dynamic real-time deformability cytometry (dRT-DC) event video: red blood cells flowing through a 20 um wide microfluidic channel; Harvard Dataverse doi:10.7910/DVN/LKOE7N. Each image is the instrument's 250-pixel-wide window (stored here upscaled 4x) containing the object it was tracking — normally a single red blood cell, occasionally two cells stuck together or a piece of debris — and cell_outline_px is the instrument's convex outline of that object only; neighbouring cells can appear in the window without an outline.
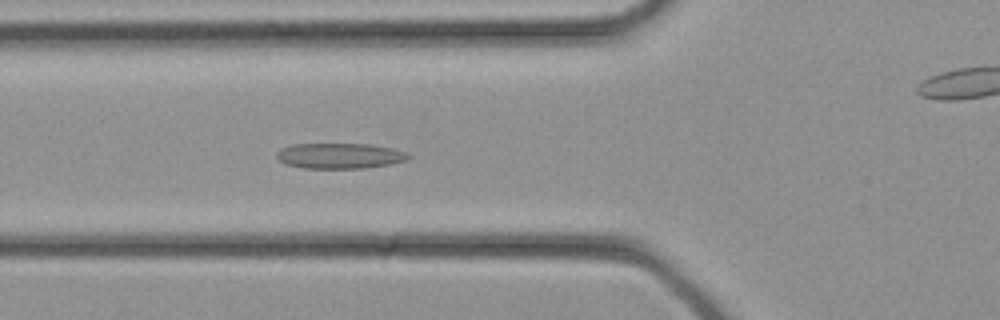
{"species": "common noctule bat (a hibernating species)", "species_latin": "Nyctalus noctula", "temperature_condition": "cold", "stored_images_in_passage": 25, "camera_frame_rate_fps": 3000, "um_per_image_px": 0.085, "animal": {"sex": "female", "body_mass_g": 21.9}, "frame": {"image": 1, "passage_image": 3, "time_ms": 0.667, "image_size_px": [1000, 320], "cell_outline_px": [[412, 156], [408, 160], [392, 164], [364, 168], [304, 168], [284, 164], [276, 156], [276, 152], [280, 148], [292, 144], [372, 144], [392, 148], [408, 152]], "centroid_in_image_um": [28.91, 13.24], "position_along_channel_um": 96.9, "area_um2": 19.83}}
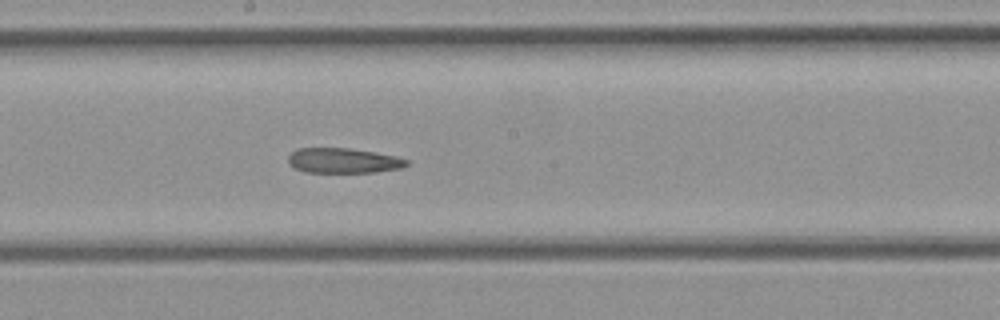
{"frame": {"image": 2, "passage_image": 9, "time_ms": 2.667, "image_size_px": [1000, 320], "cell_outline_px": [[408, 164], [400, 168], [376, 172], [308, 172], [296, 168], [288, 164], [288, 156], [296, 148], [348, 148], [396, 156], [408, 160]], "centroid_in_image_um": [29.16, 13.65], "position_along_channel_um": 219.0, "area_um2": 17.11}}
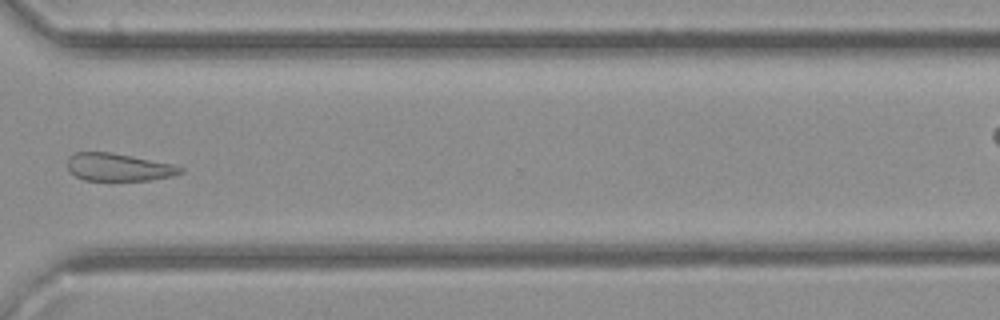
{"frame": {"image": 3, "passage_image": 16, "time_ms": 5.0, "image_size_px": [1000, 320], "cell_outline_px": [[184, 172], [172, 176], [148, 180], [84, 180], [68, 172], [68, 156], [76, 152], [112, 152], [172, 164], [184, 168]], "centroid_in_image_um": [10.05, 14.21], "position_along_channel_um": 360.5, "area_um2": 18.21}}